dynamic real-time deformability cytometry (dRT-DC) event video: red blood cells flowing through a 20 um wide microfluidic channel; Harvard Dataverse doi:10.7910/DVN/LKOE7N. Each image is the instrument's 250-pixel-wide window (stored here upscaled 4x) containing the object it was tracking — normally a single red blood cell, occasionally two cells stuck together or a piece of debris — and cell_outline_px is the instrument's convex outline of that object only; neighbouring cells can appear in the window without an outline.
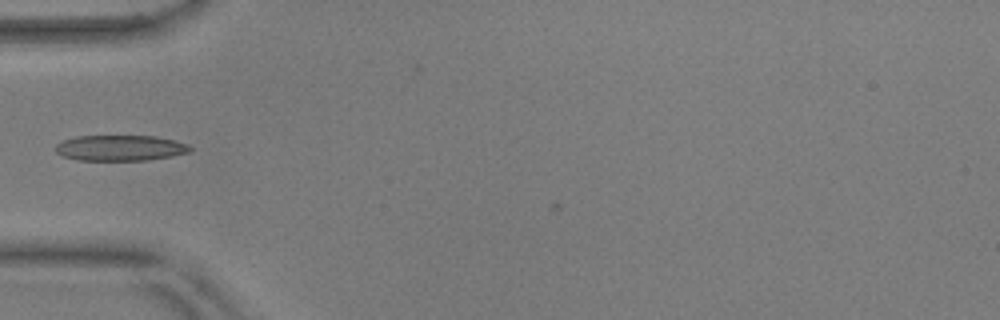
{"species": "common noctule bat (a hibernating species)", "species_latin": "Nyctalus noctula", "temperature_condition": "warm", "stored_images_in_passage": 36, "camera_frame_rate_fps": 3000, "um_per_image_px": 0.085, "animal": {"sex": "male", "body_mass_g": 17.9, "forearm_length_mm": 54.2}, "frame": {"image": 1, "passage_image": 1, "time_ms": 0.0, "image_size_px": [1000, 320], "cell_outline_px": [[192, 152], [172, 156], [148, 160], [76, 160], [64, 156], [56, 152], [56, 144], [60, 140], [76, 136], [156, 136], [188, 144], [192, 148]], "centroid_in_image_um": [10.22, 12.57], "position_along_channel_um": 74.8, "area_um2": 20.23}}
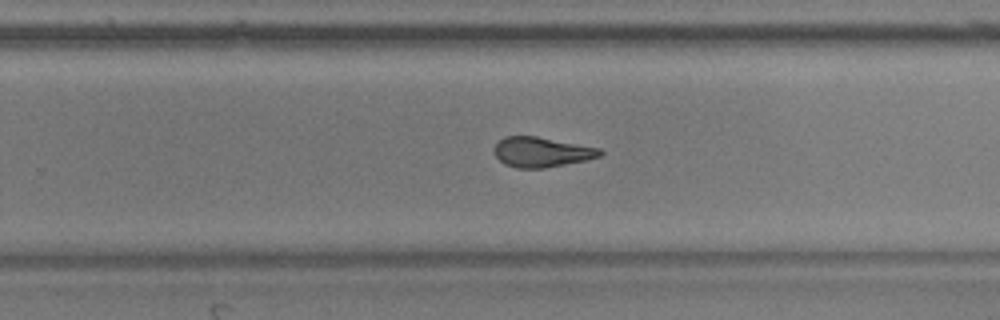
{"frame": {"image": 2, "passage_image": 18, "time_ms": 5.667, "image_size_px": [1000, 320], "cell_outline_px": [[604, 152], [600, 156], [584, 160], [544, 168], [516, 168], [504, 164], [496, 156], [496, 144], [504, 136], [536, 136], [600, 148]], "centroid_in_image_um": [46.04, 12.92], "position_along_channel_um": 283.8, "area_um2": 18.21}}
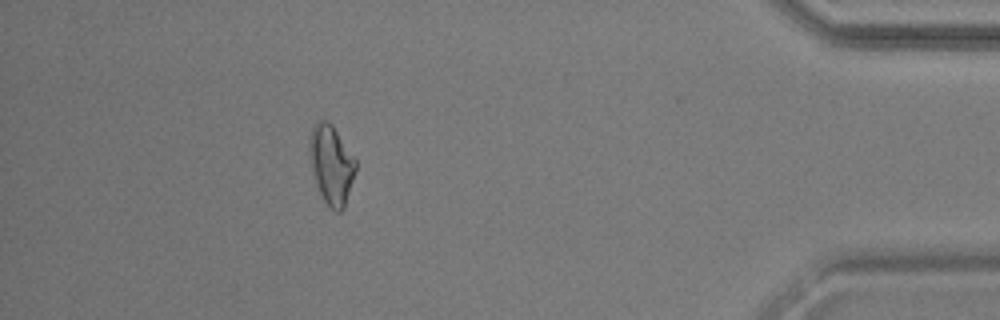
{"frame": {"image": 3, "passage_image": 32, "time_ms": 10.333, "image_size_px": [1000, 320], "cell_outline_px": [[356, 172], [344, 208], [340, 212], [336, 212], [324, 200], [316, 184], [312, 172], [308, 152], [308, 140], [312, 128], [316, 120], [328, 120], [332, 124], [356, 160]], "centroid_in_image_um": [28.15, 13.96], "position_along_channel_um": 407.1, "area_um2": 21.44}}